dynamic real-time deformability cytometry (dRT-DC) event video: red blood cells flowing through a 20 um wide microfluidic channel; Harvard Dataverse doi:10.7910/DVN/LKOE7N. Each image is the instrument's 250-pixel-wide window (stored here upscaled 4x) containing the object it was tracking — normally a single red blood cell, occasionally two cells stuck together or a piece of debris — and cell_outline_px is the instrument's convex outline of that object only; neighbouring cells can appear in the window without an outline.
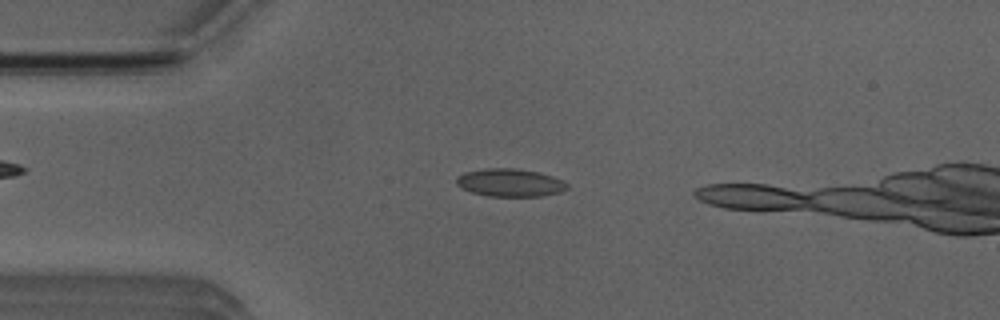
{"species": "Egyptian fruit bat (a non-hibernating species)", "species_latin": "Rousettus aegyptiacus", "temperature_condition": "room temperature", "stored_images_in_passage": 7, "camera_frame_rate_fps": 3000, "um_per_image_px": 0.085, "animal": {"sex": "male"}, "frame": {"image": 1, "passage_image": 4, "time_ms": 3.333, "image_size_px": [1000, 320], "cell_outline_px": [[568, 188], [560, 192], [540, 196], [488, 196], [472, 192], [456, 184], [456, 176], [464, 172], [488, 168], [512, 168], [536, 172], [552, 176], [568, 184]], "centroid_in_image_um": [43.33, 15.53], "position_along_channel_um": 41.7, "area_um2": 17.74}}